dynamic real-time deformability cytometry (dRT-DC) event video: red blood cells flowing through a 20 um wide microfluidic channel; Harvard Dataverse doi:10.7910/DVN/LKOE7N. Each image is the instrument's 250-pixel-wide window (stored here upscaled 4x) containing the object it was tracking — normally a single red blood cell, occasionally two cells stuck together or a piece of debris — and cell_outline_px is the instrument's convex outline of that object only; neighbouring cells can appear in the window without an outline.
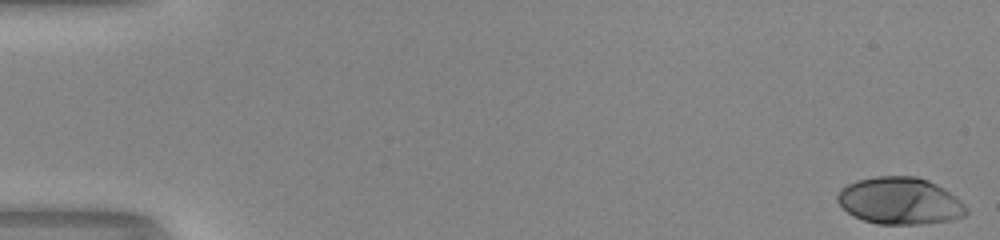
{"species": "human", "species_latin": "Homo sapiens", "temperature_condition": "room temperature", "stored_images_in_passage": 53, "camera_frame_rate_fps": 3000, "um_per_image_px": 0.085, "donor": {"sex": "male"}, "frame": {"image": 1, "passage_image": 1, "time_ms": 0.0, "image_size_px": [1000, 240], "cell_outline_px": [[968, 212], [964, 216], [952, 220], [920, 224], [876, 224], [852, 216], [836, 200], [836, 196], [840, 188], [856, 180], [876, 176], [916, 176], [928, 180], [944, 188], [956, 196], [968, 208]], "centroid_in_image_um": [76.49, 17.07], "position_along_channel_um": 8.5, "area_um2": 35.55}}
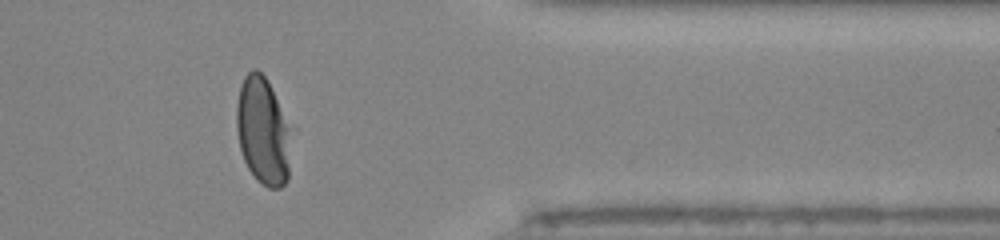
{"frame": {"image": 2, "passage_image": 44, "time_ms": 14.333, "image_size_px": [1000, 240], "cell_outline_px": [[288, 180], [280, 188], [268, 188], [256, 180], [248, 168], [244, 160], [240, 148], [236, 128], [236, 108], [240, 84], [244, 76], [252, 68], [256, 68], [268, 80], [288, 128]], "centroid_in_image_um": [22.28, 11.14], "position_along_channel_um": 389.1, "area_um2": 33.47}}
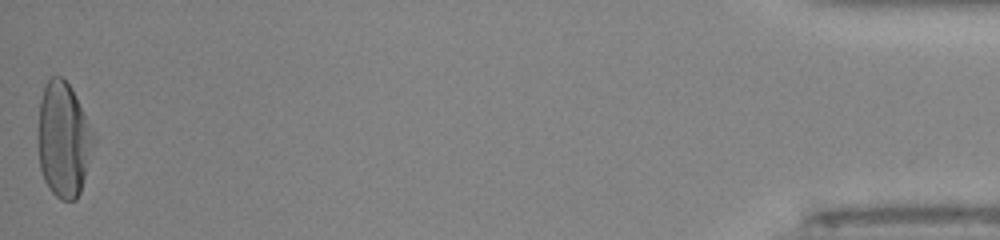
{"frame": {"image": 3, "passage_image": 53, "time_ms": 17.333, "image_size_px": [1000, 240], "cell_outline_px": [[96, 140], [80, 192], [76, 200], [60, 200], [48, 188], [44, 180], [40, 168], [36, 136], [40, 100], [44, 84], [52, 76], [60, 76], [72, 88], [96, 132]], "centroid_in_image_um": [5.4, 11.85], "position_along_channel_um": 429.8, "area_um2": 38.26}, "authors_computed_cell_mechanics": {"area_um2": 34.7956, "velocity_mm_per_s": 4.001, "shape_relaxation_time_tau1_ms": 4.106, "shape_relaxation_time_tau2_ms": null, "deformation_change_tau1": 0.2173, "deformation_change_tau2": null}}